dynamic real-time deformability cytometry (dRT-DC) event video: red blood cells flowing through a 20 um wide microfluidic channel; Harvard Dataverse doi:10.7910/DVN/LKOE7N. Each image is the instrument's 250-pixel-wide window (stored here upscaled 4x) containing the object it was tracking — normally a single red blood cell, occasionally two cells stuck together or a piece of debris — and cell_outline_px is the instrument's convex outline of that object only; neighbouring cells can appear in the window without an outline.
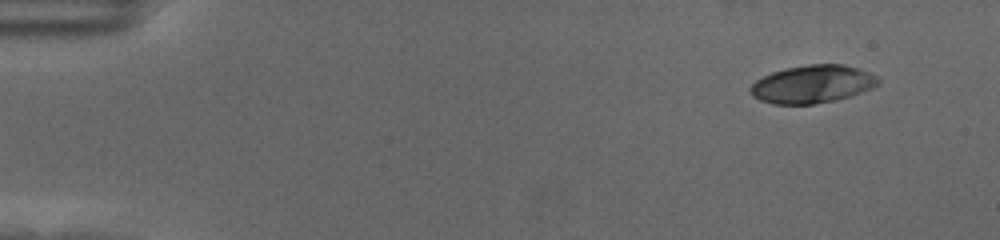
{"species": "human", "species_latin": "Homo sapiens", "temperature_condition": "cold", "stored_images_in_passage": 54, "camera_frame_rate_fps": 3000, "um_per_image_px": 0.085, "donor": {"sex": "female"}, "frame": {"image": 1, "passage_image": 1, "time_ms": 0.0, "image_size_px": [1000, 240], "cell_outline_px": [[880, 84], [872, 88], [852, 96], [836, 100], [812, 104], [772, 104], [760, 100], [752, 96], [748, 88], [756, 80], [772, 72], [788, 68], [808, 64], [840, 64], [856, 68], [868, 72], [876, 76], [880, 80]], "centroid_in_image_um": [69.05, 7.16], "position_along_channel_um": 15.9, "area_um2": 28.21}}
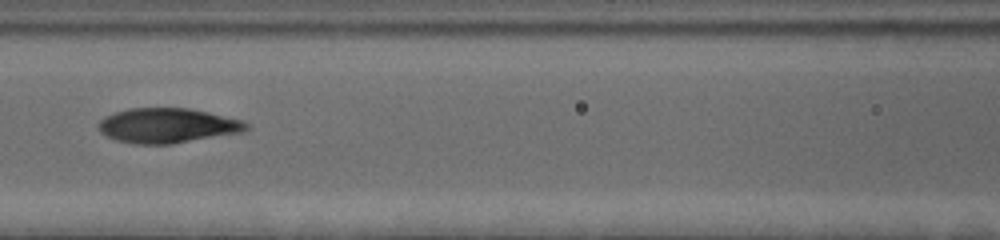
{"frame": {"image": 2, "passage_image": 23, "time_ms": 7.333, "image_size_px": [1000, 240], "cell_outline_px": [[252, 128], [244, 132], [172, 144], [132, 144], [116, 140], [104, 136], [96, 128], [96, 124], [104, 116], [128, 108], [188, 108], [208, 112], [244, 120]], "centroid_in_image_um": [14.23, 10.68], "position_along_channel_um": 152.4, "area_um2": 30.52}}
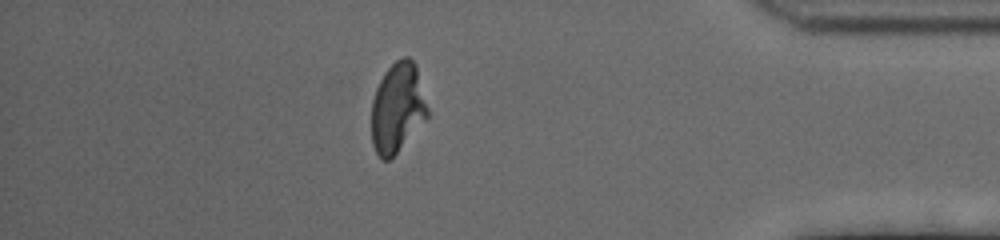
{"frame": {"image": 3, "passage_image": 47, "time_ms": 15.333, "image_size_px": [1000, 240], "cell_outline_px": [[428, 116], [396, 152], [388, 160], [384, 160], [376, 152], [372, 144], [372, 100], [376, 88], [384, 72], [396, 60], [404, 56], [408, 56], [416, 64], [428, 108]], "centroid_in_image_um": [33.78, 9.11], "position_along_channel_um": 401.4, "area_um2": 28.96}, "authors_computed_cell_mechanics": {"area_um2": 30.0849, "velocity_mm_per_s": 3.5254, "shape_relaxation_time_tau1_ms": 4.7249, "shape_relaxation_time_tau2_ms": 1.2732, "deformation_change_tau1": 0.2266, "deformation_change_tau2": 0.0674}}